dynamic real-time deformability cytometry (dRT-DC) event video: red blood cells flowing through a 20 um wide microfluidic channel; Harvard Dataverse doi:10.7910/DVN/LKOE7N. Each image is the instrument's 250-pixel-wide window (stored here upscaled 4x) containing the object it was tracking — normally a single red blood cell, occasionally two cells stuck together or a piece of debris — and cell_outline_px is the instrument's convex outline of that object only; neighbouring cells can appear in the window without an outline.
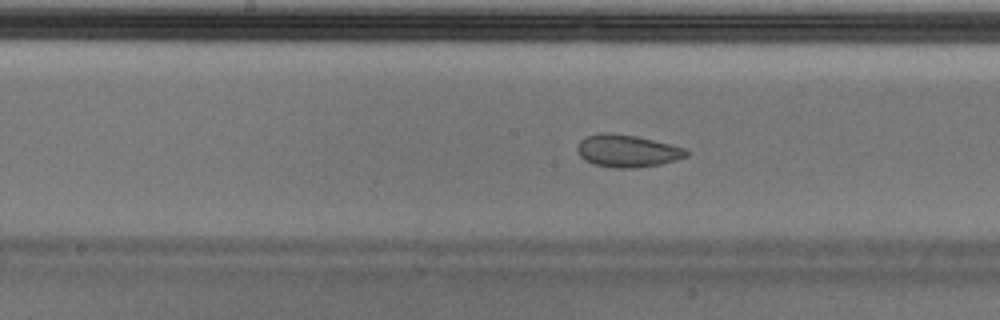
{"species": "Egyptian fruit bat (a non-hibernating species)", "species_latin": "Rousettus aegyptiacus", "temperature_condition": "cold", "stored_images_in_passage": 53, "camera_frame_rate_fps": 3000, "um_per_image_px": 0.085, "animal": {"sex": "male"}, "frame": {"image": 1, "passage_image": 28, "time_ms": 9.0, "image_size_px": [1000, 320], "cell_outline_px": [[688, 156], [676, 160], [660, 164], [636, 168], [612, 168], [592, 164], [584, 160], [576, 152], [576, 148], [580, 140], [588, 136], [600, 132], [612, 132], [636, 136], [684, 148], [688, 152]], "centroid_in_image_um": [53.26, 12.83], "position_along_channel_um": 194.9, "area_um2": 20.69}}
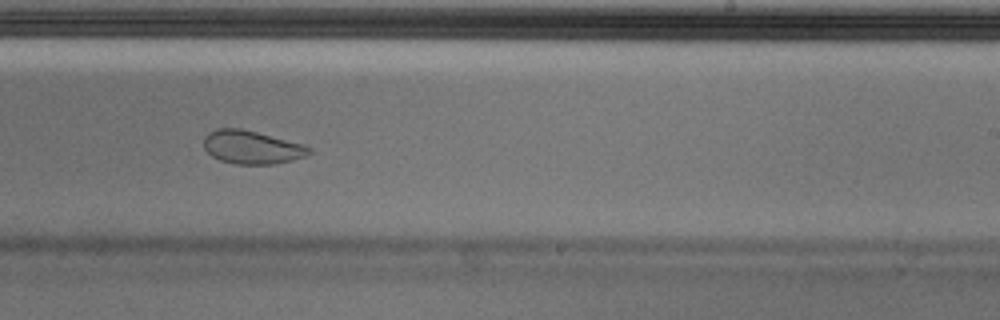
{"frame": {"image": 2, "passage_image": 34, "time_ms": 11.0, "image_size_px": [1000, 320], "cell_outline_px": [[312, 152], [304, 156], [292, 160], [272, 164], [236, 164], [220, 160], [212, 156], [204, 148], [204, 136], [208, 132], [216, 128], [240, 128], [304, 144], [312, 148]], "centroid_in_image_um": [21.39, 12.51], "position_along_channel_um": 267.6, "area_um2": 20.4}}
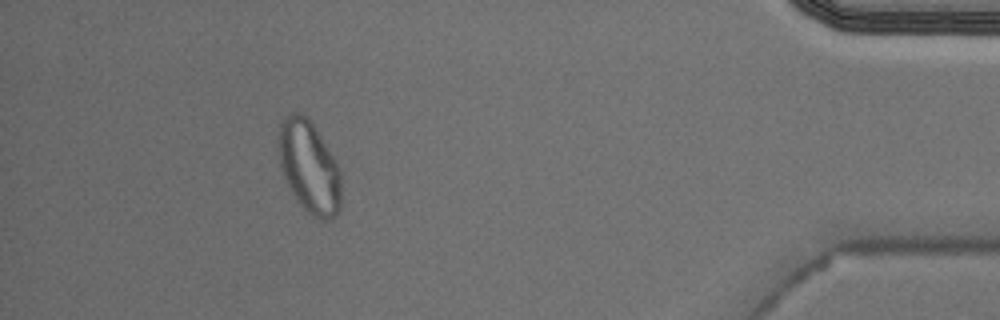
{"frame": {"image": 3, "passage_image": 50, "time_ms": 16.333, "image_size_px": [1000, 320], "cell_outline_px": [[340, 208], [336, 216], [332, 220], [320, 220], [312, 216], [296, 200], [288, 188], [280, 164], [276, 148], [276, 136], [280, 124], [292, 112], [300, 112], [312, 124], [320, 136], [340, 168]], "centroid_in_image_um": [26.24, 14.22], "position_along_channel_um": 409.0, "area_um2": 33.87}, "authors_computed_cell_mechanics": {"area_um2": 22.831, "velocity_mm_per_s": 3.6575, "shape_relaxation_time_tau1_ms": null, "shape_relaxation_time_tau2_ms": 1.1637, "deformation_change_tau1": null, "deformation_change_tau2": 0.0697}}